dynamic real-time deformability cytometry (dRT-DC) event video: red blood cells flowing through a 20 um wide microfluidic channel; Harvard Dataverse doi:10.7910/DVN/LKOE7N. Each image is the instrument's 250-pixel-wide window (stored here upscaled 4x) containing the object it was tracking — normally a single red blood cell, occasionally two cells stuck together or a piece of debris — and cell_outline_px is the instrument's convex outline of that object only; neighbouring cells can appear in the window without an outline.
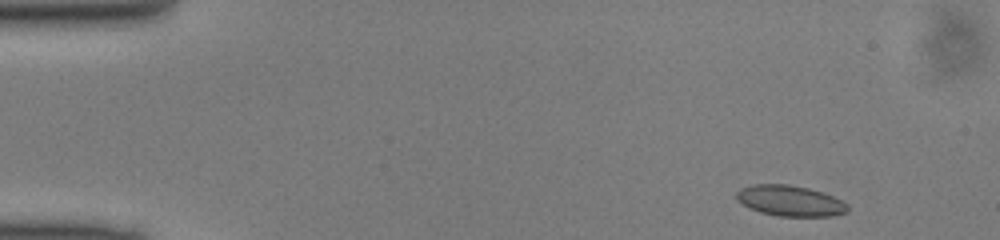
{"species": "common noctule bat (a hibernating species)", "species_latin": "Nyctalus noctula", "temperature_condition": "cold", "stored_images_in_passage": 8, "camera_frame_rate_fps": 3000, "um_per_image_px": 0.085, "animal": {"sex": "male", "body_mass_g": 13.0, "forearm_length_mm": 53.1}, "frame": {"image": 1, "passage_image": 2, "time_ms": 0.333, "image_size_px": [1000, 240], "cell_outline_px": [[848, 212], [828, 216], [780, 216], [760, 212], [736, 200], [736, 192], [740, 188], [752, 184], [788, 184], [808, 188], [832, 196], [848, 204]], "centroid_in_image_um": [67.13, 17.06], "position_along_channel_um": 17.9, "area_um2": 19.71}}